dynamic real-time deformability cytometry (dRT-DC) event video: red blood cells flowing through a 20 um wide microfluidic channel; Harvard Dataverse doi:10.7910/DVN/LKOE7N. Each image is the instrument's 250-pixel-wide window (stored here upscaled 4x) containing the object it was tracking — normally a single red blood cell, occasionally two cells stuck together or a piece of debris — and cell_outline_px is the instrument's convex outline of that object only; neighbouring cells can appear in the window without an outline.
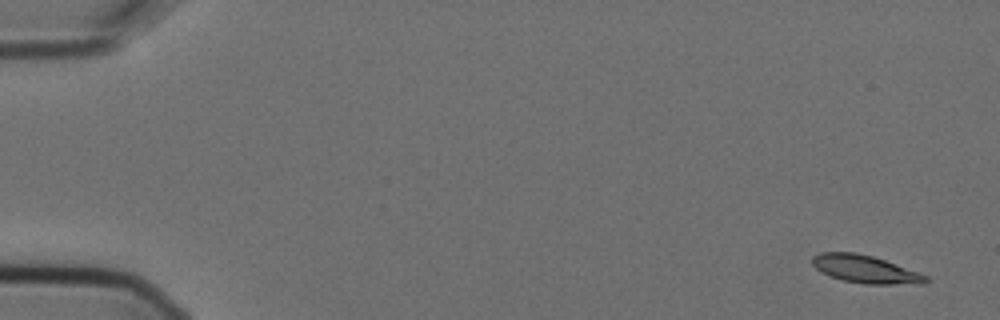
{"species": "Egyptian fruit bat (a non-hibernating species)", "species_latin": "Rousettus aegyptiacus", "temperature_condition": "cold", "stored_images_in_passage": 5, "camera_frame_rate_fps": 3000, "um_per_image_px": 0.085, "animal": {"sex": "female"}, "frame": {"image": 1, "passage_image": 1, "time_ms": 0.0, "image_size_px": [1000, 320], "cell_outline_px": [[928, 280], [924, 284], [864, 284], [844, 280], [820, 272], [812, 264], [812, 256], [820, 252], [856, 252], [872, 256], [884, 260], [928, 276]], "centroid_in_image_um": [73.52, 22.88], "position_along_channel_um": 11.5, "area_um2": 18.21}}
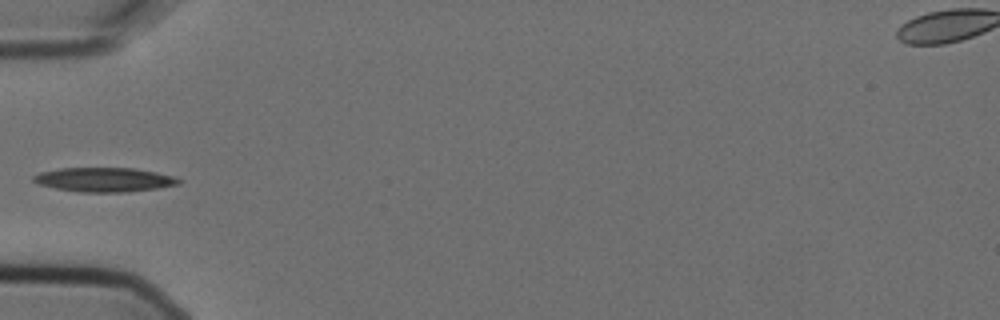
{"frame": {"image": 2, "passage_image": 5, "time_ms": 1.333, "image_size_px": [1000, 320], "cell_outline_px": [[184, 180], [180, 184], [160, 188], [124, 192], [80, 192], [56, 188], [40, 184], [32, 180], [32, 176], [40, 172], [60, 168], [132, 168], [156, 172], [176, 176]], "centroid_in_image_um": [8.93, 15.27], "position_along_channel_um": 76.1, "area_um2": 20.63}}